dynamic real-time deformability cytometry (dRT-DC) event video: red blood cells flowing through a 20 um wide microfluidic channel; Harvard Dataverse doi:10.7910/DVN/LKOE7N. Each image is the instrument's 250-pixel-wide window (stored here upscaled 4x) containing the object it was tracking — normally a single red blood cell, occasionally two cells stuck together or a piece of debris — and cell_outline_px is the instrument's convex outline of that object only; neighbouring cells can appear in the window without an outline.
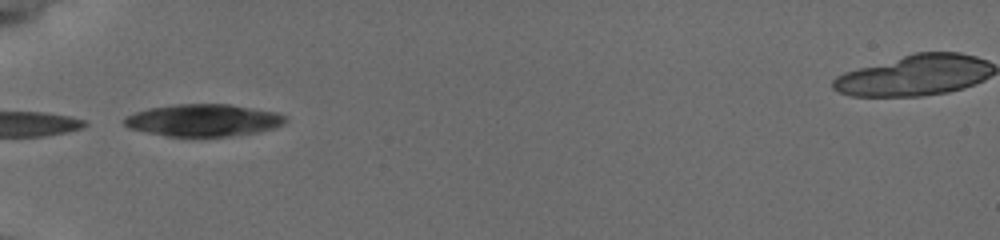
{"species": "common noctule bat (a hibernating species)", "species_latin": "Nyctalus noctula", "temperature_condition": "cold", "stored_images_in_passage": 36, "camera_frame_rate_fps": 3000, "um_per_image_px": 0.085, "animal": {"sex": "female", "body_mass_g": 19.5, "forearm_length_mm": 54.1}, "frame": {"image": 1, "passage_image": 1, "time_ms": 0.0, "image_size_px": [1000, 240], "cell_outline_px": [[288, 120], [284, 124], [272, 128], [256, 132], [228, 136], [168, 136], [128, 128], [124, 124], [124, 120], [128, 116], [136, 112], [148, 108], [172, 104], [228, 104], [276, 112], [284, 116]], "centroid_in_image_um": [17.29, 10.21], "position_along_channel_um": 67.7, "area_um2": 29.88}}